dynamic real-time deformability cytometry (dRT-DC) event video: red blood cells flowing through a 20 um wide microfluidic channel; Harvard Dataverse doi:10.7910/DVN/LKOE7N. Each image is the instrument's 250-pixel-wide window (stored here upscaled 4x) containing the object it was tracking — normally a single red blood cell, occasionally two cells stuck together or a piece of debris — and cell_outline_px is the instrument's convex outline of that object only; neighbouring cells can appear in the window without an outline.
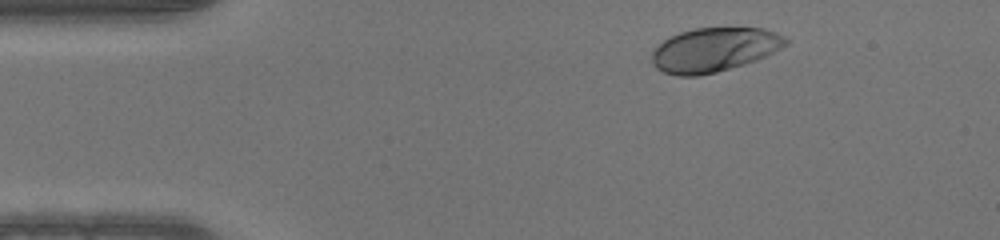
{"species": "human", "species_latin": "Homo sapiens", "temperature_condition": "warm", "stored_images_in_passage": 47, "camera_frame_rate_fps": 3000, "um_per_image_px": 0.085, "donor": {"sex": "male"}, "frame": {"image": 1, "passage_image": 4, "time_ms": 1.0, "image_size_px": [1000, 240], "cell_outline_px": [[788, 44], [756, 60], [744, 64], [716, 72], [696, 76], [676, 76], [664, 72], [656, 68], [648, 60], [652, 48], [664, 40], [680, 32], [696, 28], [764, 28], [776, 32], [784, 36], [788, 40]], "centroid_in_image_um": [60.64, 4.23], "position_along_channel_um": 24.4, "area_um2": 34.56}}
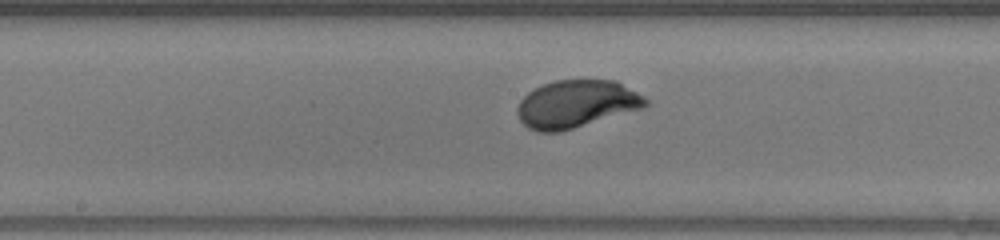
{"frame": {"image": 2, "passage_image": 22, "time_ms": 7.0, "image_size_px": [1000, 240], "cell_outline_px": [[652, 104], [644, 108], [560, 132], [536, 132], [528, 128], [520, 120], [516, 112], [516, 108], [520, 100], [528, 92], [544, 84], [556, 80], [616, 80], [644, 96]], "centroid_in_image_um": [49.0, 8.84], "position_along_channel_um": 199.2, "area_um2": 35.78}}
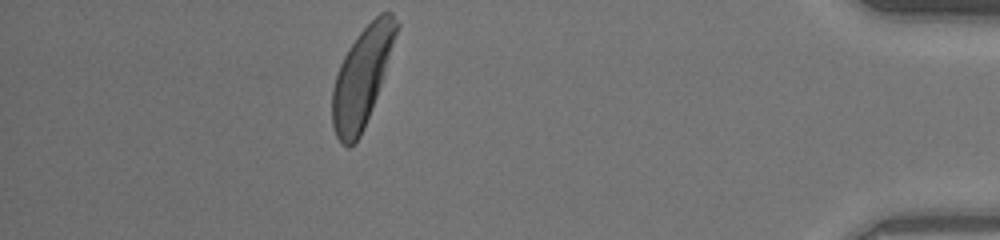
{"frame": {"image": 3, "passage_image": 41, "time_ms": 13.333, "image_size_px": [1000, 240], "cell_outline_px": [[400, 24], [372, 108], [364, 128], [360, 136], [348, 148], [340, 144], [336, 136], [332, 124], [332, 88], [340, 64], [348, 48], [356, 36], [380, 12], [392, 12]], "centroid_in_image_um": [30.74, 6.55], "position_along_channel_um": 404.5, "area_um2": 36.24}}